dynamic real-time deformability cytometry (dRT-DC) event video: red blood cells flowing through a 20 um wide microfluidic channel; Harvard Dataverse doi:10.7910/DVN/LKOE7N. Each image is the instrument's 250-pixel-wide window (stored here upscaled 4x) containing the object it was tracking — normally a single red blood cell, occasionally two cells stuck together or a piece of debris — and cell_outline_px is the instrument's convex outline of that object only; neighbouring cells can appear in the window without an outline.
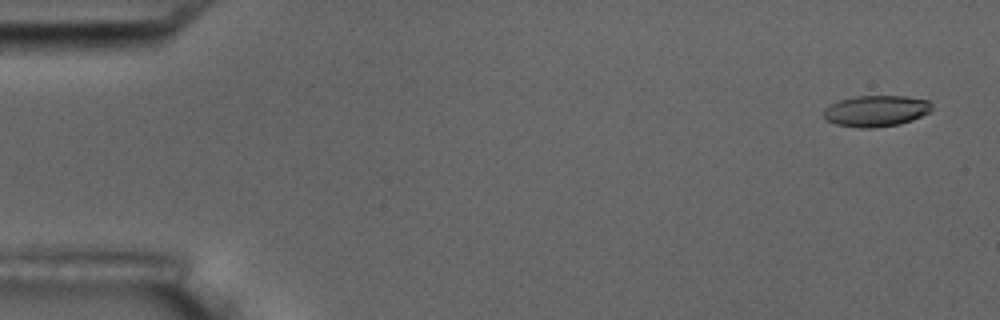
{"species": "common noctule bat (a hibernating species)", "species_latin": "Nyctalus noctula", "temperature_condition": "room temperature", "stored_images_in_passage": 5, "camera_frame_rate_fps": 3000, "um_per_image_px": 0.085, "animal": {"sex": "male", "body_mass_g": 17.5, "forearm_length_mm": 52.3}, "frame": {"image": 1, "passage_image": 1, "time_ms": 0.0, "image_size_px": [1000, 320], "cell_outline_px": [[932, 112], [912, 120], [900, 124], [872, 128], [860, 128], [836, 124], [828, 120], [824, 116], [824, 108], [840, 100], [856, 96], [904, 96], [928, 100], [932, 104]], "centroid_in_image_um": [74.51, 9.43], "position_along_channel_um": 10.5, "area_um2": 19.65}}
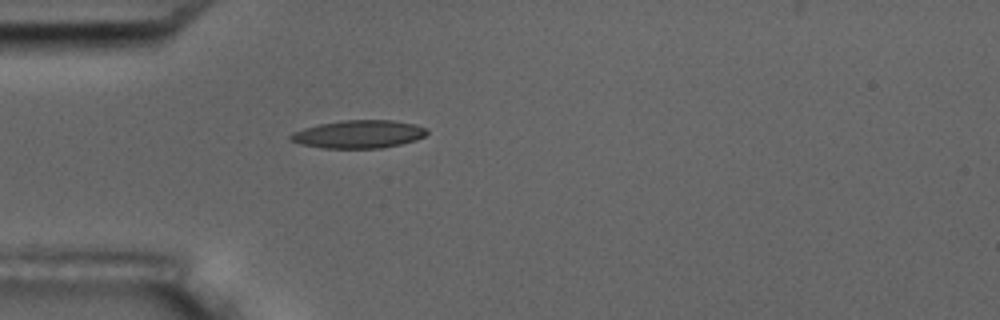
{"frame": {"image": 2, "passage_image": 5, "time_ms": 4.667, "image_size_px": [1000, 320], "cell_outline_px": [[428, 132], [424, 136], [416, 140], [400, 144], [380, 148], [324, 148], [300, 144], [288, 140], [288, 136], [292, 132], [304, 128], [320, 124], [344, 120], [392, 120], [416, 124], [428, 128]], "centroid_in_image_um": [30.48, 11.4], "position_along_channel_um": 54.5, "area_um2": 22.31}}